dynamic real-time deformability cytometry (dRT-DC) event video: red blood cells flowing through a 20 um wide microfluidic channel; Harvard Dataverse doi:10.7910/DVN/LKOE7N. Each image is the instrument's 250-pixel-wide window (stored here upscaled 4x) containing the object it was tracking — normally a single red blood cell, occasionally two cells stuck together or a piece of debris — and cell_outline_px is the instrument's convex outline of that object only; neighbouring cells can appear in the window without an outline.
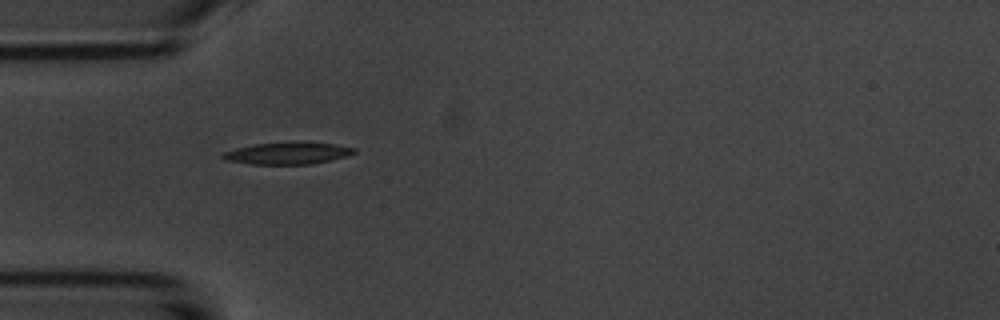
{"species": "common noctule bat (a hibernating species)", "species_latin": "Nyctalus noctula", "temperature_condition": "room temperature", "stored_images_in_passage": 6, "camera_frame_rate_fps": 3000, "um_per_image_px": 0.085, "animal": {"sex": "male", "body_mass_g": 20.1, "forearm_length_mm": 53.5}, "frame": {"image": 1, "passage_image": 5, "time_ms": 4.667, "image_size_px": [1000, 320], "cell_outline_px": [[356, 152], [348, 156], [332, 160], [312, 164], [252, 164], [224, 160], [220, 156], [220, 152], [236, 148], [256, 144], [304, 140], [336, 144], [356, 148]], "centroid_in_image_um": [24.47, 13.0], "position_along_channel_um": 60.5, "area_um2": 17.4}}